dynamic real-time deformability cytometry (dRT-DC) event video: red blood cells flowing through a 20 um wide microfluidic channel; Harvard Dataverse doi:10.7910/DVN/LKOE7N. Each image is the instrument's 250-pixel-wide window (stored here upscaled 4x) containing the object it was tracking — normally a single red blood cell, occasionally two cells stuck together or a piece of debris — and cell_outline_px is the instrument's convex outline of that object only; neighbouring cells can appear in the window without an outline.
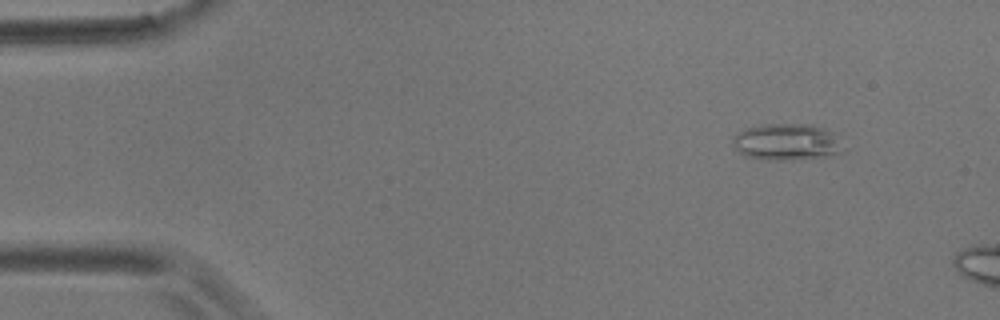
{"species": "common noctule bat (a hibernating species)", "species_latin": "Nyctalus noctula", "temperature_condition": "room temperature", "stored_images_in_passage": 4, "camera_frame_rate_fps": 3000, "um_per_image_px": 0.085, "animal": {"sex": "male", "body_mass_g": 17.9}, "frame": {"image": 1, "passage_image": 2, "time_ms": 1.333, "image_size_px": [1000, 320], "cell_outline_px": [[848, 152], [832, 156], [792, 160], [764, 160], [744, 156], [736, 152], [732, 144], [732, 136], [736, 132], [744, 128], [760, 124], [812, 124], [836, 132], [848, 148]], "centroid_in_image_um": [66.94, 12.08], "position_along_channel_um": 18.1, "area_um2": 24.97}}